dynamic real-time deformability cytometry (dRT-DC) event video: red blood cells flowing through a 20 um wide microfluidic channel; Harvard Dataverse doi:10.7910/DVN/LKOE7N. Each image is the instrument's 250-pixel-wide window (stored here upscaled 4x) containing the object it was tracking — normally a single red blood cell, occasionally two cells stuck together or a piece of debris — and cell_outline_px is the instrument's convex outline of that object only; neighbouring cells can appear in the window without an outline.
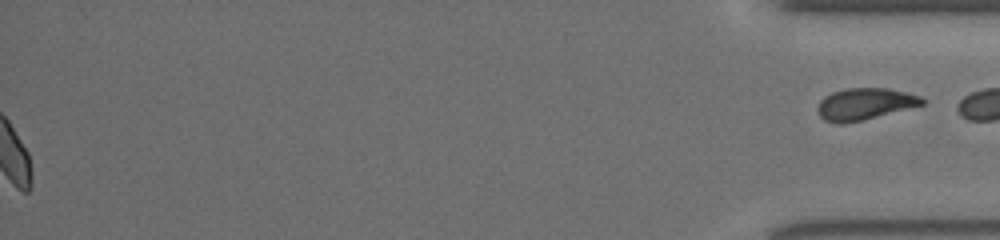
{"species": "common noctule bat (a hibernating species)", "species_latin": "Nyctalus noctula", "temperature_condition": "room temperature", "stored_images_in_passage": 46, "segment_of_instrument_passage": [2, 2], "camera_frame_rate_fps": 3000, "um_per_image_px": 0.085, "animal": {"sex": "female", "body_mass_g": 19.5, "forearm_length_mm": 54.1}, "frame": {"image": 1, "passage_image": 46, "time_ms": 15.0, "image_size_px": [1000, 240], "cell_outline_px": [[928, 100], [924, 104], [844, 124], [836, 124], [824, 120], [820, 116], [816, 108], [820, 100], [824, 96], [832, 92], [848, 88], [888, 88], [920, 96]], "centroid_in_image_um": [73.47, 8.83], "position_along_channel_um": 361.7, "area_um2": 19.19}}